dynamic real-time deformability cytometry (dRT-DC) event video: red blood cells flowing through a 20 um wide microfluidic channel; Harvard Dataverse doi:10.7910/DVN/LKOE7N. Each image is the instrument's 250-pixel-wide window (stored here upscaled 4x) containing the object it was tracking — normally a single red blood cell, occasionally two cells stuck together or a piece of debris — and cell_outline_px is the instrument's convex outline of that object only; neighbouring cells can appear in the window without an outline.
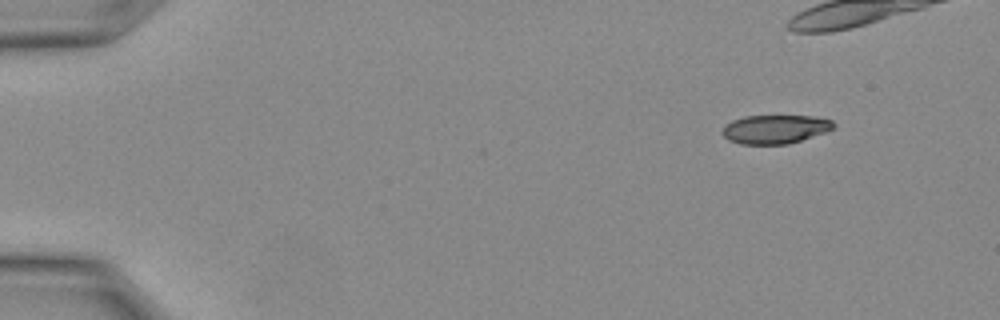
{"species": "Egyptian fruit bat (a non-hibernating species)", "species_latin": "Rousettus aegyptiacus", "temperature_condition": "warm", "stored_images_in_passage": 21, "camera_frame_rate_fps": 3000, "um_per_image_px": 0.085, "animal": {"sex": "female"}, "frame": {"image": 1, "passage_image": 1, "time_ms": 0.0, "image_size_px": [1000, 320], "cell_outline_px": [[836, 128], [788, 144], [740, 144], [728, 140], [720, 132], [732, 120], [744, 116], [816, 116], [832, 120], [836, 124]], "centroid_in_image_um": [65.9, 10.98], "position_along_channel_um": 19.1, "area_um2": 18.61}}